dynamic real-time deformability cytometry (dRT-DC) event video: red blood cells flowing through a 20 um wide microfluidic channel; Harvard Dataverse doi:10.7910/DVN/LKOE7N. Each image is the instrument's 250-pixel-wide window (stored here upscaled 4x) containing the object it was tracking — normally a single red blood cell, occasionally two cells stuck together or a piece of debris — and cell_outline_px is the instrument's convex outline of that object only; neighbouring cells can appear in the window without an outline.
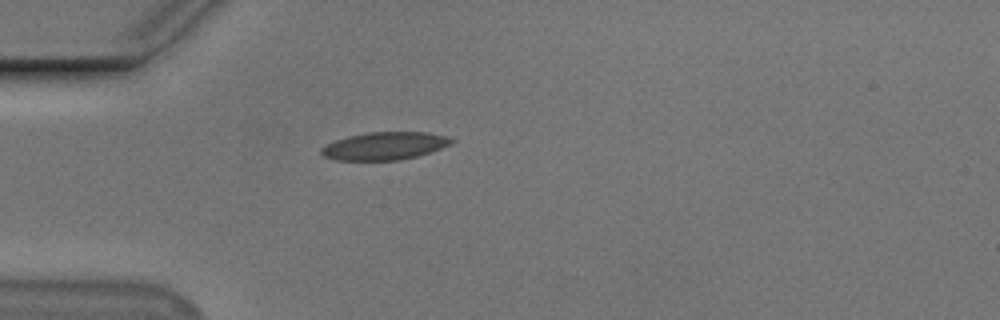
{"species": "Egyptian fruit bat (a non-hibernating species)", "species_latin": "Rousettus aegyptiacus", "temperature_condition": "cold", "stored_images_in_passage": 36, "camera_frame_rate_fps": 3000, "um_per_image_px": 0.085, "animal": {"sex": "male"}, "frame": {"image": 1, "passage_image": 1, "time_ms": 0.0, "image_size_px": [1000, 320], "cell_outline_px": [[456, 140], [452, 144], [432, 152], [400, 160], [336, 160], [324, 156], [320, 152], [320, 148], [336, 140], [348, 136], [368, 132], [428, 132], [444, 136]], "centroid_in_image_um": [32.72, 12.4], "position_along_channel_um": 52.3, "area_um2": 21.04}}
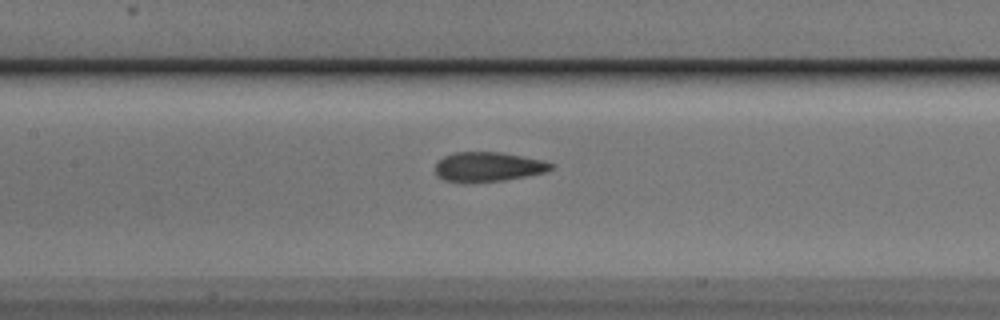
{"frame": {"image": 2, "passage_image": 11, "time_ms": 3.333, "image_size_px": [1000, 320], "cell_outline_px": [[556, 164], [548, 172], [504, 180], [444, 180], [436, 172], [436, 160], [444, 156], [456, 152], [500, 152], [544, 160]], "centroid_in_image_um": [41.57, 14.13], "position_along_channel_um": 165.8, "area_um2": 19.42}}
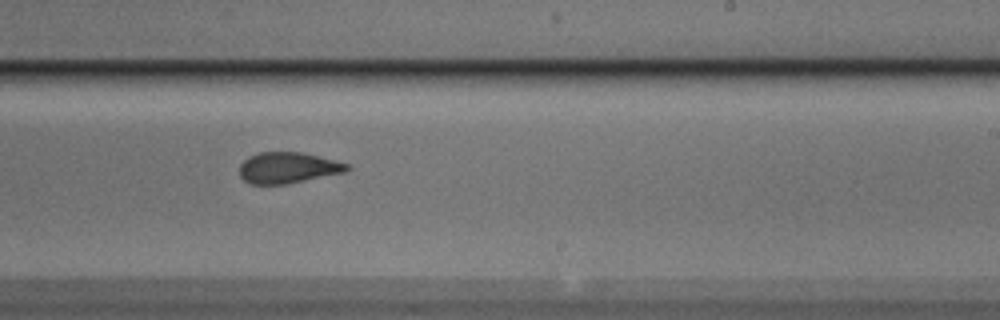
{"frame": {"image": 3, "passage_image": 19, "time_ms": 6.0, "image_size_px": [1000, 320], "cell_outline_px": [[352, 168], [344, 172], [284, 184], [252, 184], [244, 180], [240, 176], [240, 164], [248, 156], [260, 152], [304, 152], [348, 164]], "centroid_in_image_um": [24.45, 14.24], "position_along_channel_um": 264.6, "area_um2": 19.25}, "authors_computed_cell_mechanics": {"area_um2": 19.9699, "velocity_mm_per_s": 3.7116, "shape_relaxation_time_tau1_ms": 8.1053, "shape_relaxation_time_tau2_ms": 1.7404, "deformation_change_tau1": 0.1847, "deformation_change_tau2": 0.0845}}